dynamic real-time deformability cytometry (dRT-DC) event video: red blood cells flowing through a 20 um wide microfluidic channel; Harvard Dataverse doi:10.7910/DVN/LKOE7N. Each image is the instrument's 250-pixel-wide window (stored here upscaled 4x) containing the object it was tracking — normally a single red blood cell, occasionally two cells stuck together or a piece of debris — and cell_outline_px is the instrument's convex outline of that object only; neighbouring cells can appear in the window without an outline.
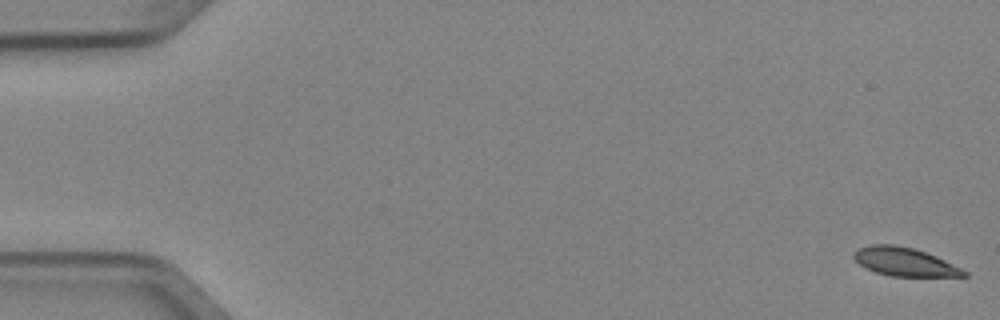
{"species": "Egyptian fruit bat (a non-hibernating species)", "species_latin": "Rousettus aegyptiacus", "temperature_condition": "cold", "stored_images_in_passage": 6, "segment_of_instrument_passage": [1, 2], "camera_frame_rate_fps": 3000, "um_per_image_px": 0.085, "animal": {"sex": "female"}, "frame": {"image": 1, "passage_image": 1, "time_ms": 0.0, "image_size_px": [1000, 320], "cell_outline_px": [[968, 276], [892, 276], [876, 272], [860, 264], [852, 256], [852, 252], [860, 248], [872, 244], [896, 244], [912, 248], [936, 256], [968, 272]], "centroid_in_image_um": [76.87, 22.24], "position_along_channel_um": 8.1, "area_um2": 17.98}}